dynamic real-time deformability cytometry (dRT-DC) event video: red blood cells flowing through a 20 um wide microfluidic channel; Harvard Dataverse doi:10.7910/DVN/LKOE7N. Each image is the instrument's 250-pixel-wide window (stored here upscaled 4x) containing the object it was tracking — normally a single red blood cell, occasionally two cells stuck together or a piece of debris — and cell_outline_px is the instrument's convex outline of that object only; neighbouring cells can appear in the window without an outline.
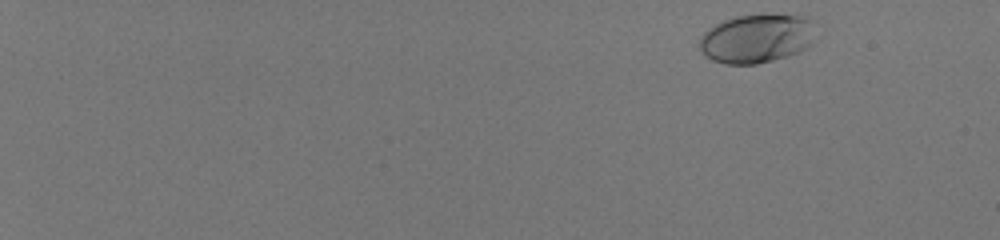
{"species": "human", "species_latin": "Homo sapiens", "temperature_condition": "room temperature", "stored_images_in_passage": 53, "camera_frame_rate_fps": 3000, "um_per_image_px": 0.085, "donor": {"sex": "male"}, "frame": {"image": 1, "passage_image": 2, "time_ms": 0.333, "image_size_px": [1000, 240], "cell_outline_px": [[812, 44], [788, 56], [756, 64], [724, 64], [712, 60], [700, 48], [700, 36], [708, 28], [724, 20], [736, 16], [760, 12], [764, 12], [808, 16], [812, 20]], "centroid_in_image_um": [64.32, 3.22], "position_along_channel_um": 20.7, "area_um2": 33.47}}
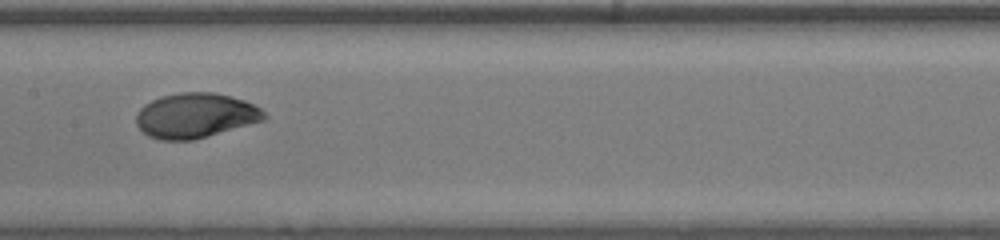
{"frame": {"image": 2, "passage_image": 31, "time_ms": 10.0, "image_size_px": [1000, 240], "cell_outline_px": [[268, 116], [264, 120], [192, 140], [160, 140], [148, 136], [136, 124], [136, 112], [144, 104], [160, 96], [180, 92], [212, 92], [244, 100], [260, 108]], "centroid_in_image_um": [16.58, 9.81], "position_along_channel_um": 190.8, "area_um2": 33.29}}
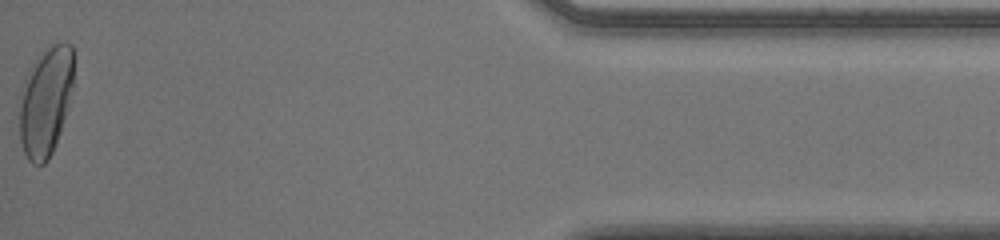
{"frame": {"image": 3, "passage_image": 53, "time_ms": 17.333, "image_size_px": [1000, 240], "cell_outline_px": [[72, 88], [68, 108], [56, 144], [48, 160], [44, 164], [32, 164], [28, 160], [24, 152], [20, 140], [20, 108], [28, 68], [40, 52], [44, 48], [52, 44], [64, 40], [72, 44]], "centroid_in_image_um": [3.89, 8.59], "position_along_channel_um": 431.3, "area_um2": 34.39}, "authors_computed_cell_mechanics": {"area_um2": 32.4258, "velocity_mm_per_s": 4.0123, "shape_relaxation_time_tau1_ms": 2.9679, "shape_relaxation_time_tau2_ms": null, "deformation_change_tau1": 0.1772, "deformation_change_tau2": null}}